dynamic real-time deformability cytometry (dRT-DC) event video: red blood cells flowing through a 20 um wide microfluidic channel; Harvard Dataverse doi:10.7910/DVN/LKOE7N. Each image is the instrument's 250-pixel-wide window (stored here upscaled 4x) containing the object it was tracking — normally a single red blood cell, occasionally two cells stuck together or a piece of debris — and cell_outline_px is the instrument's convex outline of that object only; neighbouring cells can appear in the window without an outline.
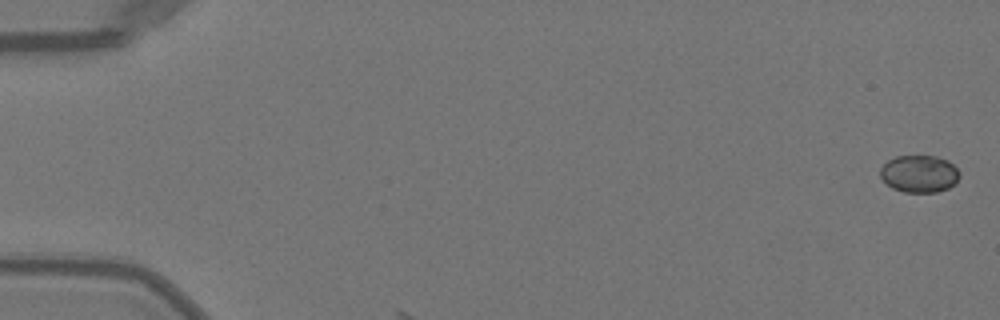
{"species": "Egyptian fruit bat (a non-hibernating species)", "species_latin": "Rousettus aegyptiacus", "temperature_condition": "warm", "stored_images_in_passage": 4, "camera_frame_rate_fps": 3000, "um_per_image_px": 0.085, "animal": {"sex": "female"}, "frame": {"image": 1, "passage_image": 1, "time_ms": 0.0, "image_size_px": [1000, 320], "cell_outline_px": [[960, 176], [948, 188], [936, 192], [904, 192], [892, 188], [880, 176], [880, 168], [888, 160], [896, 156], [936, 156], [948, 160], [960, 172]], "centroid_in_image_um": [78.13, 14.76], "position_along_channel_um": 6.9, "area_um2": 17.11}}